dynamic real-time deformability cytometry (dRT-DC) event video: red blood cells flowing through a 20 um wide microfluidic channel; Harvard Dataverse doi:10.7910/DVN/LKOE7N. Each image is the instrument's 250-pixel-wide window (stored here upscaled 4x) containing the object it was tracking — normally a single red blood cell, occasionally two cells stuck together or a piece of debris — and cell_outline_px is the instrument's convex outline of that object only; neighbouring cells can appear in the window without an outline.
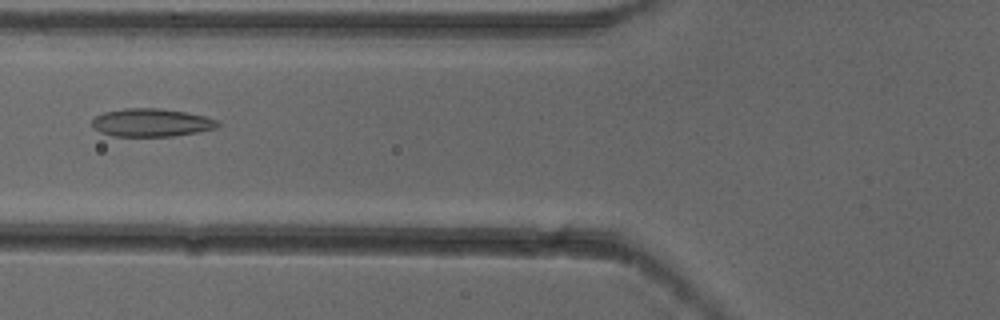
{"species": "common noctule bat (a hibernating species)", "species_latin": "Nyctalus noctula", "temperature_condition": "cold", "stored_images_in_passage": 7, "camera_frame_rate_fps": 3000, "um_per_image_px": 0.085, "animal": {"sex": "female"}, "frame": {"image": 1, "passage_image": 6, "time_ms": 1.667, "image_size_px": [1000, 320], "cell_outline_px": [[220, 124], [216, 128], [196, 132], [172, 136], [112, 136], [100, 132], [92, 128], [92, 120], [96, 116], [104, 112], [124, 108], [160, 108], [184, 112], [204, 116], [220, 120]], "centroid_in_image_um": [12.85, 10.42], "position_along_channel_um": 112.9, "area_um2": 20.58}}
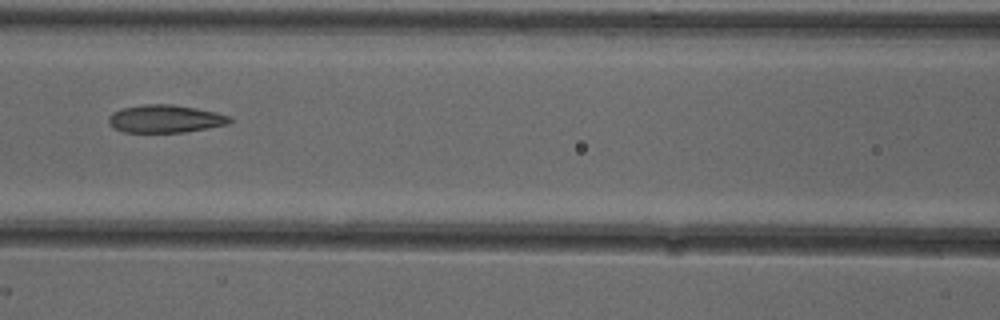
{"frame": {"image": 2, "passage_image": 7, "time_ms": 2.0, "image_size_px": [1000, 320], "cell_outline_px": [[232, 120], [228, 124], [184, 132], [124, 132], [116, 128], [108, 120], [108, 116], [112, 112], [120, 108], [144, 104], [172, 104], [196, 108], [216, 112], [228, 116]], "centroid_in_image_um": [14.03, 10.08], "position_along_channel_um": 152.6, "area_um2": 19.48}}